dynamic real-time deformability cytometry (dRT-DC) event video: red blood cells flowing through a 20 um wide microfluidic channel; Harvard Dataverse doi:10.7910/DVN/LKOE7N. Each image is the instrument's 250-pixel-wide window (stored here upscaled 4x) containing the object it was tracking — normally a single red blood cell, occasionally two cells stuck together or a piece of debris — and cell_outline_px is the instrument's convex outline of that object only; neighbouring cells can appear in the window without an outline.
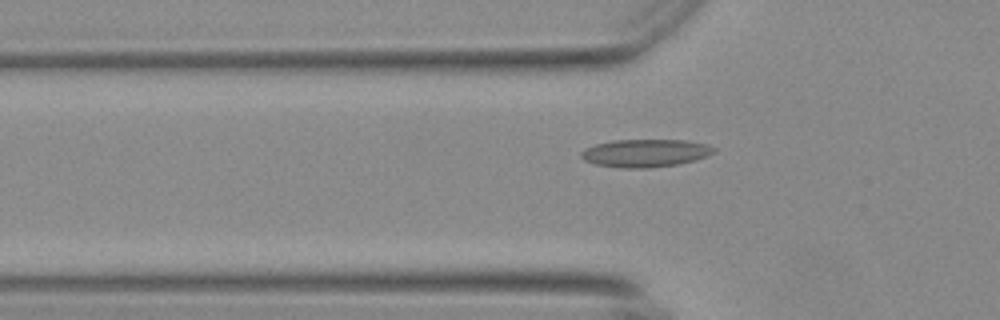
{"species": "Egyptian fruit bat (a non-hibernating species)", "species_latin": "Rousettus aegyptiacus", "temperature_condition": "warm", "stored_images_in_passage": 40, "camera_frame_rate_fps": 3000, "um_per_image_px": 0.085, "animal": {"sex": "female"}, "frame": {"image": 1, "passage_image": 9, "time_ms": 2.667, "image_size_px": [1000, 320], "cell_outline_px": [[716, 152], [692, 160], [676, 164], [648, 168], [620, 168], [596, 164], [584, 160], [580, 156], [580, 152], [584, 148], [596, 144], [612, 140], [684, 140], [704, 144], [716, 148]], "centroid_in_image_um": [54.79, 13.01], "position_along_channel_um": 71.0, "area_um2": 21.33}}
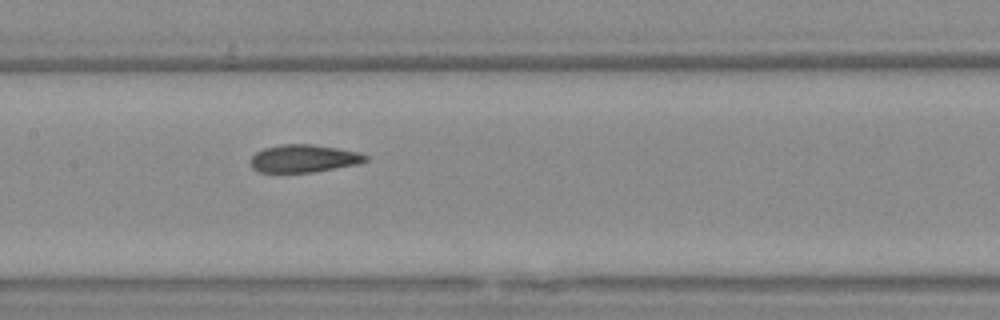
{"frame": {"image": 2, "passage_image": 18, "time_ms": 5.667, "image_size_px": [1000, 320], "cell_outline_px": [[368, 160], [360, 164], [312, 172], [260, 172], [252, 168], [252, 156], [256, 152], [264, 148], [284, 144], [312, 144], [360, 152], [368, 156]], "centroid_in_image_um": [25.86, 13.47], "position_along_channel_um": 181.5, "area_um2": 18.5}}
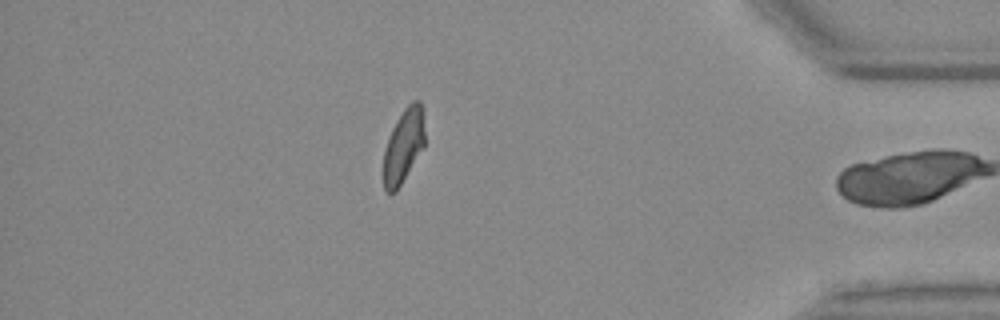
{"frame": {"image": 3, "passage_image": 39, "time_ms": 12.667, "image_size_px": [1000, 320], "cell_outline_px": [[424, 148], [396, 192], [388, 192], [384, 188], [384, 148], [392, 128], [396, 120], [404, 108], [412, 100], [420, 100], [424, 132]], "centroid_in_image_um": [34.3, 12.4], "position_along_channel_um": 400.9, "area_um2": 17.69}, "authors_computed_cell_mechanics": {"area_um2": 19.1029, "velocity_mm_per_s": 3.6809, "shape_relaxation_time_tau1_ms": null, "shape_relaxation_time_tau2_ms": 1.934, "deformation_change_tau1": null, "deformation_change_tau2": 0.0671}}